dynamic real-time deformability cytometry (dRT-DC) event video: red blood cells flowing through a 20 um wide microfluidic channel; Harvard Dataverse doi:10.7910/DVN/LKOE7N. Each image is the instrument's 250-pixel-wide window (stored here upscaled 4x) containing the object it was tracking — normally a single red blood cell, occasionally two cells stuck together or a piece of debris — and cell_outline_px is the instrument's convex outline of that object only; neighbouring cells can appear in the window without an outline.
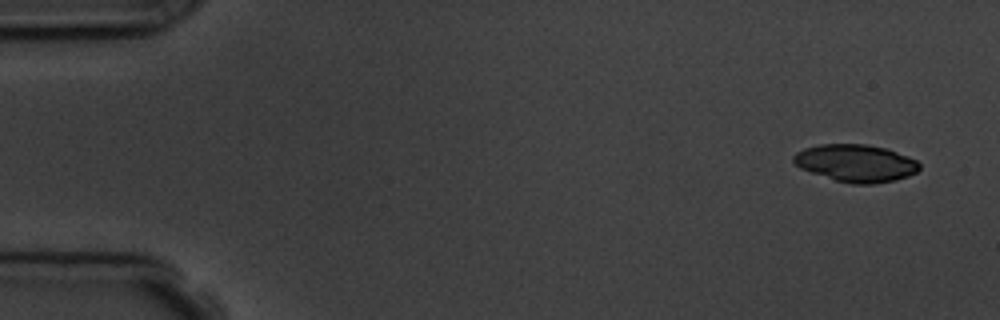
{"species": "common noctule bat (a hibernating species)", "species_latin": "Nyctalus noctula", "temperature_condition": "room temperature", "stored_images_in_passage": 4, "camera_frame_rate_fps": 3000, "um_per_image_px": 0.085, "animal": {"sex": "male", "body_mass_g": 19.5, "forearm_length_mm": 54.6}, "frame": {"image": 1, "passage_image": 1, "time_ms": 0.0, "image_size_px": [1000, 320], "cell_outline_px": [[920, 168], [916, 172], [908, 176], [896, 180], [872, 184], [852, 184], [836, 180], [800, 168], [792, 160], [792, 156], [796, 152], [804, 148], [820, 144], [864, 144], [884, 148], [908, 156], [916, 160], [920, 164]], "centroid_in_image_um": [72.74, 13.86], "position_along_channel_um": 12.3, "area_um2": 27.28}}